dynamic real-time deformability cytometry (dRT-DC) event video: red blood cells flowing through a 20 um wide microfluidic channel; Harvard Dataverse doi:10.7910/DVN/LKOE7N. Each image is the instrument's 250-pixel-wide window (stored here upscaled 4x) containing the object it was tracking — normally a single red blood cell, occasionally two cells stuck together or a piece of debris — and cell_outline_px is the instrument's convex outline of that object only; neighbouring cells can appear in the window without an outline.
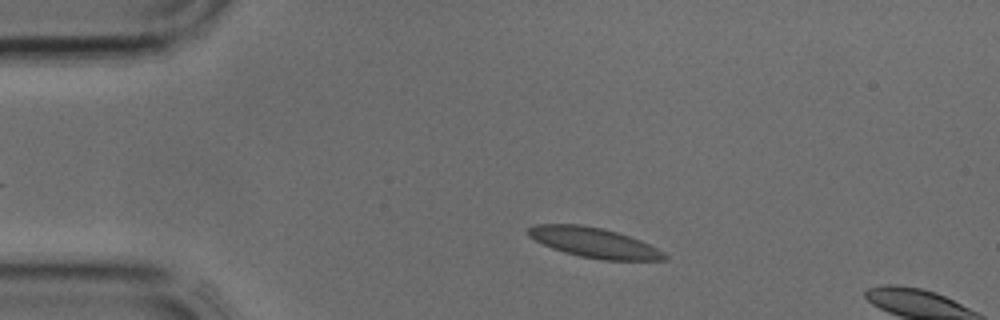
{"species": "common noctule bat (a hibernating species)", "species_latin": "Nyctalus noctula", "temperature_condition": "cold", "stored_images_in_passage": 8, "camera_frame_rate_fps": 3000, "um_per_image_px": 0.085, "animal": {"sex": "male", "body_mass_g": 17.9, "forearm_length_mm": 54.2}, "frame": {"image": 1, "passage_image": 5, "time_ms": 1.333, "image_size_px": [1000, 320], "cell_outline_px": [[668, 260], [604, 260], [580, 256], [564, 252], [552, 248], [528, 236], [528, 228], [536, 224], [580, 224], [604, 228], [640, 240], [664, 252], [668, 256]], "centroid_in_image_um": [50.51, 20.62], "position_along_channel_um": 34.5, "area_um2": 23.64}}